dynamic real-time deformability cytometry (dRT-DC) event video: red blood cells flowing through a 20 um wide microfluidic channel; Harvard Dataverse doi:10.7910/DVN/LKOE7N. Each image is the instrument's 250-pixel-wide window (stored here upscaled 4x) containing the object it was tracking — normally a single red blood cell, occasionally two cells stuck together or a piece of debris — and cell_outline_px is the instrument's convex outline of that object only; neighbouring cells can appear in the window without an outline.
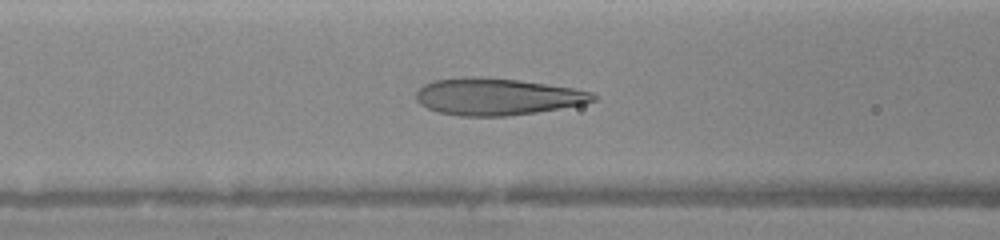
{"species": "human", "species_latin": "Homo sapiens", "temperature_condition": "warm", "stored_images_in_passage": 35, "camera_frame_rate_fps": 3000, "um_per_image_px": 0.085, "donor": {"sex": "female"}, "frame": {"image": 1, "passage_image": 7, "time_ms": 1.333, "image_size_px": [1000, 240], "cell_outline_px": [[596, 100], [584, 104], [536, 112], [504, 116], [460, 116], [436, 112], [420, 104], [416, 100], [416, 92], [424, 84], [432, 80], [472, 76], [480, 76], [520, 80], [572, 88], [592, 92], [596, 96]], "centroid_in_image_um": [42.22, 8.21], "position_along_channel_um": 124.4, "area_um2": 38.15}}
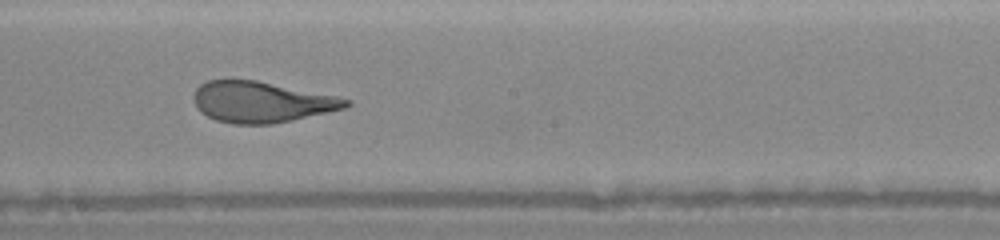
{"frame": {"image": 2, "passage_image": 17, "time_ms": 3.667, "image_size_px": [1000, 240], "cell_outline_px": [[352, 104], [344, 108], [292, 120], [272, 124], [232, 124], [216, 120], [200, 112], [196, 108], [192, 100], [192, 96], [196, 88], [200, 84], [208, 80], [256, 80], [336, 96], [352, 100]], "centroid_in_image_um": [22.18, 8.67], "position_along_channel_um": 226.0, "area_um2": 36.3}}
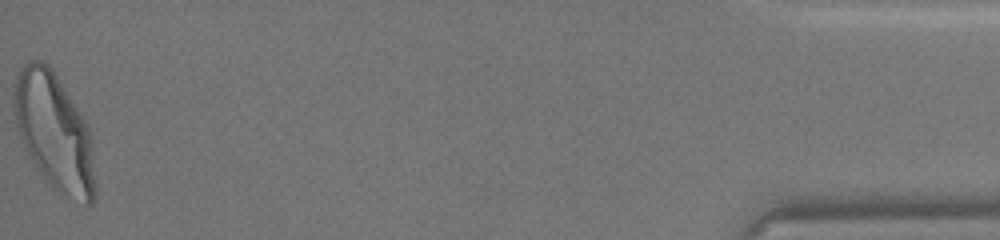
{"frame": {"image": 3, "passage_image": 35, "time_ms": 10.333, "image_size_px": [1000, 240], "cell_outline_px": [[96, 200], [92, 204], [84, 204], [60, 192], [44, 180], [40, 176], [20, 136], [12, 104], [12, 92], [16, 76], [20, 68], [28, 60], [44, 60], [52, 68], [60, 80], [88, 124], [92, 132], [96, 192]], "centroid_in_image_um": [4.63, 11.19], "position_along_channel_um": 430.6, "area_um2": 55.95}}